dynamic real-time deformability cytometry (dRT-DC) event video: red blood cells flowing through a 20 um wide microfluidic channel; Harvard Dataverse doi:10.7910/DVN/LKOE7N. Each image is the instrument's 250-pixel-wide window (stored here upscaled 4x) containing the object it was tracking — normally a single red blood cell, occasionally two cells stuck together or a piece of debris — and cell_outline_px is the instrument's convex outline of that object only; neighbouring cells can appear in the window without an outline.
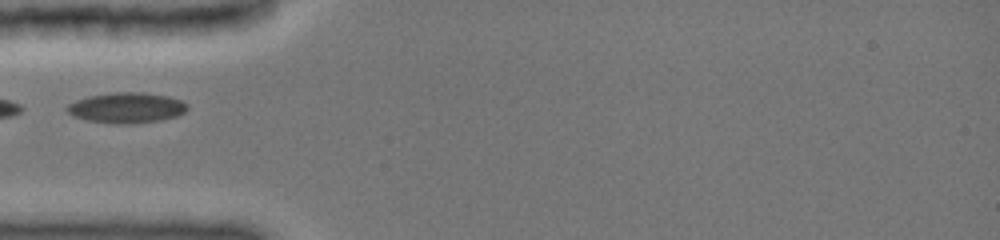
{"species": "common noctule bat (a hibernating species)", "species_latin": "Nyctalus noctula", "temperature_condition": "cold", "stored_images_in_passage": 10, "camera_frame_rate_fps": 3000, "um_per_image_px": 0.085, "animal": {"sex": "female", "body_mass_g": 19.0, "forearm_length_mm": 51.5}, "frame": {"image": 1, "passage_image": 6, "time_ms": 4.0, "image_size_px": [1000, 240], "cell_outline_px": [[188, 108], [184, 112], [176, 116], [160, 120], [132, 124], [116, 124], [88, 120], [72, 116], [64, 108], [68, 104], [76, 100], [88, 96], [112, 92], [140, 92], [168, 96], [180, 100], [188, 104]], "centroid_in_image_um": [10.74, 9.16], "position_along_channel_um": 74.3, "area_um2": 21.44}}
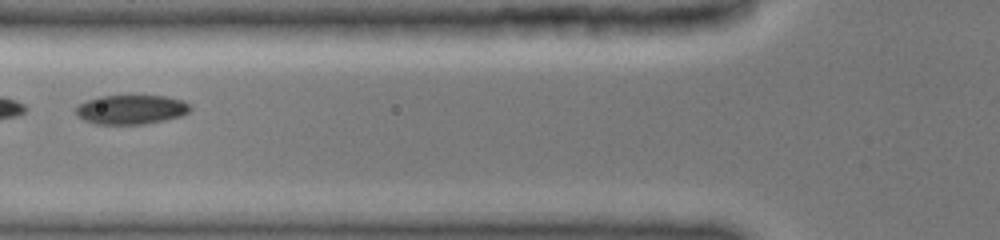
{"frame": {"image": 2, "passage_image": 7, "time_ms": 5.0, "image_size_px": [1000, 240], "cell_outline_px": [[192, 108], [188, 112], [180, 116], [164, 120], [144, 124], [96, 124], [84, 120], [76, 116], [76, 108], [80, 104], [88, 100], [100, 96], [164, 96], [184, 100]], "centroid_in_image_um": [11.15, 9.31], "position_along_channel_um": 114.7, "area_um2": 19.42}}